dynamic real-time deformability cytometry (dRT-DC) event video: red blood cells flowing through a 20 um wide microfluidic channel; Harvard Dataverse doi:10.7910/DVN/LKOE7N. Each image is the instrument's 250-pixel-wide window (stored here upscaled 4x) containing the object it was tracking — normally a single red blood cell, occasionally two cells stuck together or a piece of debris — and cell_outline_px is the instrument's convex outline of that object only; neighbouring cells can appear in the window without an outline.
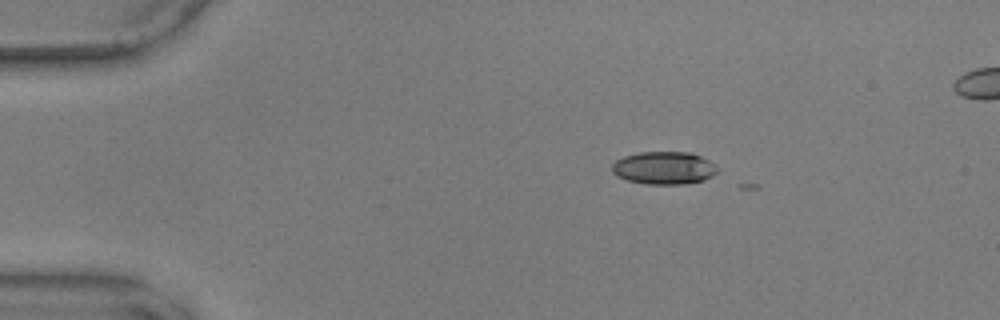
{"species": "common noctule bat (a hibernating species)", "species_latin": "Nyctalus noctula", "temperature_condition": "warm", "stored_images_in_passage": 2, "camera_frame_rate_fps": 3000, "um_per_image_px": 0.085, "animal": {"sex": "male", "body_mass_g": 17.9, "forearm_length_mm": 54.2}, "frame": {"image": 1, "passage_image": 1, "time_ms": 0.0, "image_size_px": [1000, 320], "cell_outline_px": [[720, 168], [712, 176], [704, 180], [684, 184], [648, 184], [628, 180], [616, 176], [612, 172], [612, 164], [616, 160], [624, 156], [640, 152], [688, 152], [700, 156], [708, 160]], "centroid_in_image_um": [56.44, 14.27], "position_along_channel_um": 28.6, "area_um2": 20.11}}